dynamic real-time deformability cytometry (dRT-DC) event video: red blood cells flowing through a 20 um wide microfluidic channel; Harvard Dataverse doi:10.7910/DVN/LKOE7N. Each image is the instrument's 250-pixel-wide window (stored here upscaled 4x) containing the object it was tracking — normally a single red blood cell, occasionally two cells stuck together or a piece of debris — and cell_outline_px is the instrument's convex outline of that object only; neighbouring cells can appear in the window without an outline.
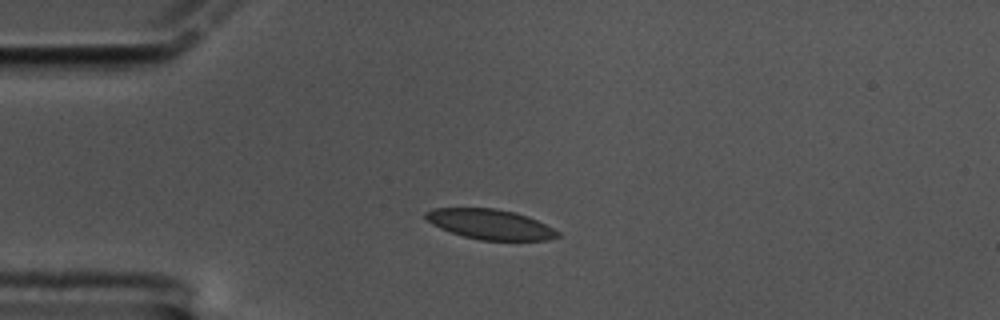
{"species": "common noctule bat (a hibernating species)", "species_latin": "Nyctalus noctula", "temperature_condition": "cold", "stored_images_in_passage": 46, "camera_frame_rate_fps": 3000, "um_per_image_px": 0.085, "animal": {"sex": "male", "body_mass_g": 17.5, "forearm_length_mm": 52.3}, "frame": {"image": 1, "passage_image": 1, "time_ms": 0.0, "image_size_px": [1000, 320], "cell_outline_px": [[560, 236], [548, 240], [480, 240], [464, 236], [440, 228], [432, 224], [424, 216], [424, 212], [432, 208], [496, 208], [516, 212], [528, 216], [560, 232]], "centroid_in_image_um": [41.66, 19.05], "position_along_channel_um": 43.3, "area_um2": 23.06}}
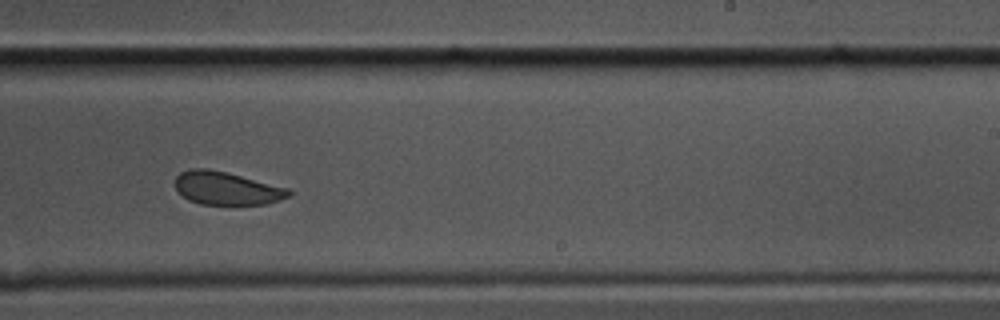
{"frame": {"image": 2, "passage_image": 23, "time_ms": 7.333, "image_size_px": [1000, 320], "cell_outline_px": [[292, 192], [288, 196], [280, 200], [268, 204], [200, 204], [188, 200], [176, 188], [176, 176], [180, 172], [188, 168], [208, 168], [228, 172], [288, 188]], "centroid_in_image_um": [19.26, 15.99], "position_along_channel_um": 269.7, "area_um2": 21.91}}
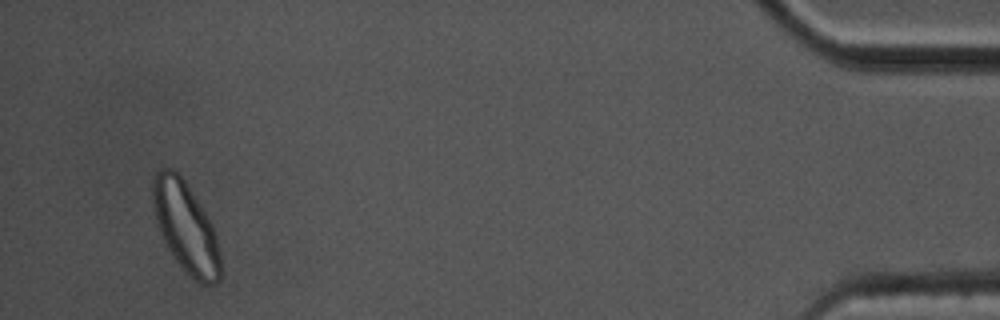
{"frame": {"image": 3, "passage_image": 43, "time_ms": 14.0, "image_size_px": [1000, 320], "cell_outline_px": [[220, 280], [216, 284], [200, 284], [176, 260], [168, 248], [160, 232], [156, 220], [152, 204], [152, 176], [160, 168], [172, 168], [184, 180], [212, 224], [216, 236], [220, 256]], "centroid_in_image_um": [15.77, 19.28], "position_along_channel_um": 419.4, "area_um2": 35.14}, "authors_computed_cell_mechanics": {"area_um2": 23.6402, "velocity_mm_per_s": 3.3803, "shape_relaxation_time_tau1_ms": 3.3087, "shape_relaxation_time_tau2_ms": 2.1775, "deformation_change_tau1": 0.0925, "deformation_change_tau2": 0.0655}}